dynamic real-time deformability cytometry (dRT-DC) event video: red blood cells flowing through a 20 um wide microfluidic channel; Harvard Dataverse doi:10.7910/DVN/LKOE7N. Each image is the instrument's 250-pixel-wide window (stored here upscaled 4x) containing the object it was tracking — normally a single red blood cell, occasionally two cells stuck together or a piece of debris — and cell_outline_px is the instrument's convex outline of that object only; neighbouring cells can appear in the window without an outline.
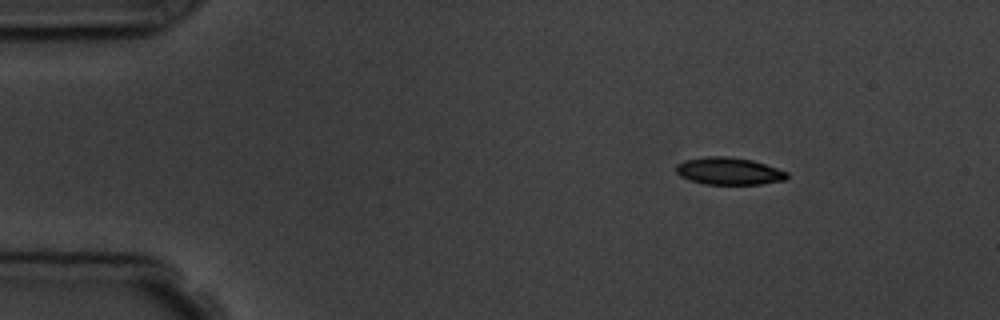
{"species": "common noctule bat (a hibernating species)", "species_latin": "Nyctalus noctula", "temperature_condition": "room temperature", "stored_images_in_passage": 4, "camera_frame_rate_fps": 3000, "um_per_image_px": 0.085, "animal": {"sex": "male", "body_mass_g": 19.5, "forearm_length_mm": 54.6}, "frame": {"image": 1, "passage_image": 2, "time_ms": 1.0, "image_size_px": [1000, 320], "cell_outline_px": [[788, 176], [784, 180], [760, 184], [704, 184], [680, 176], [676, 172], [676, 164], [684, 160], [708, 156], [728, 156], [752, 160], [788, 172]], "centroid_in_image_um": [61.93, 14.54], "position_along_channel_um": 23.1, "area_um2": 17.51}}